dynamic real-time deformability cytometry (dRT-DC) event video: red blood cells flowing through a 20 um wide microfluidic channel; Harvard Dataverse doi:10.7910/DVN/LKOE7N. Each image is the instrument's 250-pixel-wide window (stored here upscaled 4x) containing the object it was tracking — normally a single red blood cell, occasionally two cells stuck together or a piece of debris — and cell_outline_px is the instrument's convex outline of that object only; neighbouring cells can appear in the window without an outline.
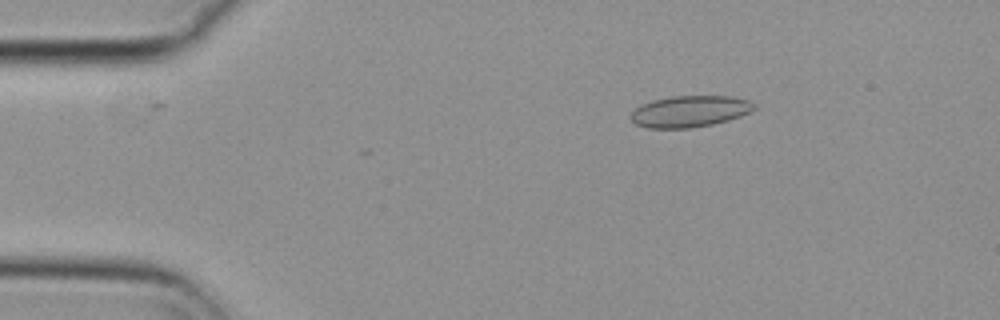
{"species": "common noctule bat (a hibernating species)", "species_latin": "Nyctalus noctula", "temperature_condition": "cold", "stored_images_in_passage": 48, "camera_frame_rate_fps": 3000, "um_per_image_px": 0.085, "animal": {"sex": "female", "body_mass_g": 29.2, "forearm_length_mm": 56.3}, "frame": {"image": 1, "passage_image": 2, "time_ms": 0.333, "image_size_px": [1000, 320], "cell_outline_px": [[756, 108], [740, 116], [728, 120], [712, 124], [688, 128], [648, 128], [636, 124], [632, 120], [632, 112], [640, 104], [652, 100], [672, 96], [732, 96], [748, 100], [756, 104]], "centroid_in_image_um": [58.63, 9.46], "position_along_channel_um": 26.4, "area_um2": 22.48}}
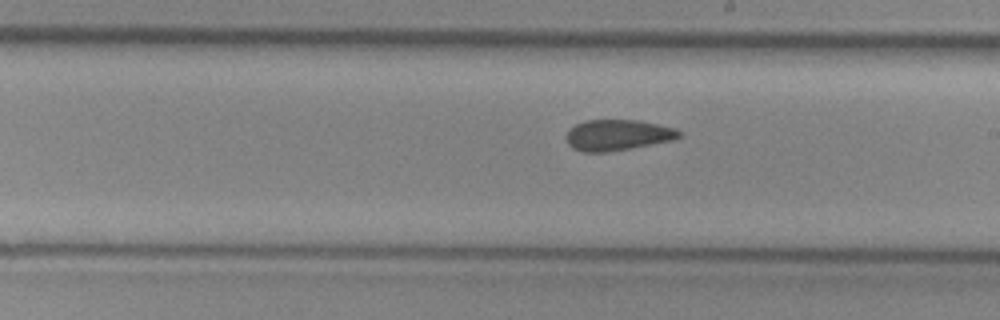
{"frame": {"image": 2, "passage_image": 24, "time_ms": 7.667, "image_size_px": [1000, 320], "cell_outline_px": [[684, 132], [676, 140], [632, 148], [608, 152], [584, 152], [572, 148], [568, 144], [564, 136], [568, 128], [584, 120], [636, 120], [676, 128]], "centroid_in_image_um": [52.49, 11.48], "position_along_channel_um": 236.5, "area_um2": 20.69}}
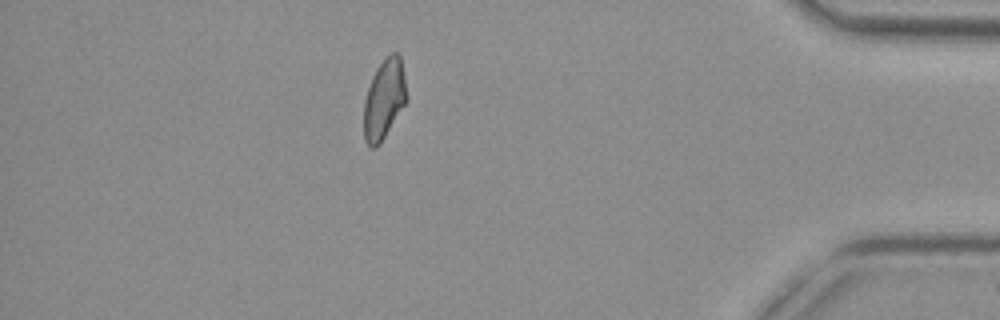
{"frame": {"image": 3, "passage_image": 41, "time_ms": 13.333, "image_size_px": [1000, 320], "cell_outline_px": [[404, 104], [380, 144], [376, 148], [368, 148], [364, 140], [364, 100], [372, 76], [376, 68], [392, 52], [396, 52], [400, 56], [404, 76]], "centroid_in_image_um": [32.59, 8.48], "position_along_channel_um": 402.6, "area_um2": 19.36}, "authors_computed_cell_mechanics": {"area_um2": 20.7213, "velocity_mm_per_s": 3.7497, "shape_relaxation_time_tau1_ms": null, "shape_relaxation_time_tau2_ms": 4.1523, "deformation_change_tau1": null, "deformation_change_tau2": 0.0951}}